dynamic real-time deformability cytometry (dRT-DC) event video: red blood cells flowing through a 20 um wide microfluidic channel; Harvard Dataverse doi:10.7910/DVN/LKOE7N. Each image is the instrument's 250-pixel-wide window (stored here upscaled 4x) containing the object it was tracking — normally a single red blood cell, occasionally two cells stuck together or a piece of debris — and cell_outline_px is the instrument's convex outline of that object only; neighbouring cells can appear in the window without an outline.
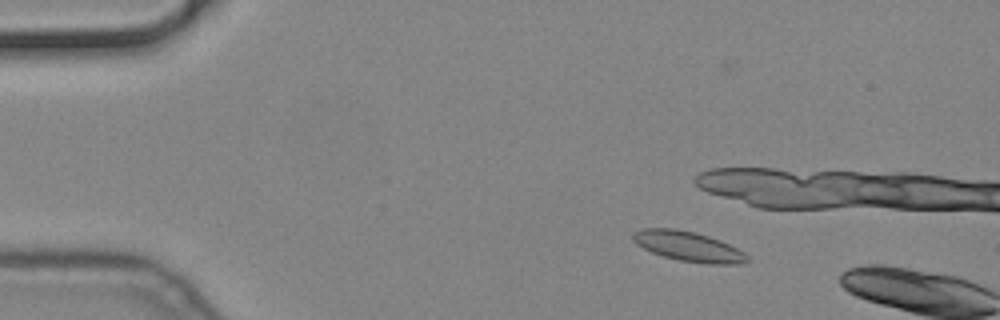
{"species": "common noctule bat (a hibernating species)", "species_latin": "Nyctalus noctula", "temperature_condition": "cold", "stored_images_in_passage": 8, "camera_frame_rate_fps": 3000, "um_per_image_px": 0.085, "animal": {"sex": "male", "body_mass_g": 19.2, "forearm_length_mm": 51.8}, "frame": {"image": 1, "passage_image": 5, "time_ms": 1.333, "image_size_px": [1000, 320], "cell_outline_px": [[752, 260], [740, 264], [708, 264], [680, 260], [664, 256], [652, 252], [636, 244], [632, 240], [632, 236], [640, 228], [676, 228], [696, 232], [720, 240], [744, 252]], "centroid_in_image_um": [58.53, 20.94], "position_along_channel_um": 26.5, "area_um2": 19.94}}